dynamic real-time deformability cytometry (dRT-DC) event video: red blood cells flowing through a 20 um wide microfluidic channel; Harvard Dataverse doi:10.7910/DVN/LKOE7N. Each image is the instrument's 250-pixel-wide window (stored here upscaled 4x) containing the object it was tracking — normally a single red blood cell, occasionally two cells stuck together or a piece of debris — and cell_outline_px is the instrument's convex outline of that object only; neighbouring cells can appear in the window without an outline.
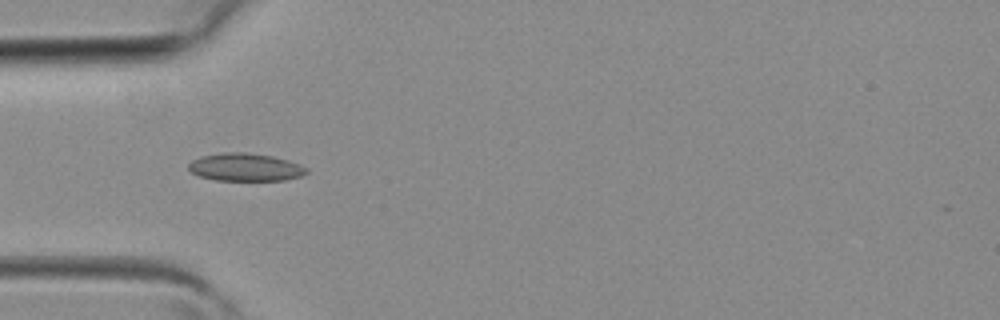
{"species": "common noctule bat (a hibernating species)", "species_latin": "Nyctalus noctula", "temperature_condition": "room temperature", "stored_images_in_passage": 3, "camera_frame_rate_fps": 3000, "um_per_image_px": 0.085, "animal": {"sex": "female", "body_mass_g": 19.3, "forearm_length_mm": 54.1}, "frame": {"image": 1, "passage_image": 3, "time_ms": 0.667, "image_size_px": [1000, 320], "cell_outline_px": [[308, 172], [300, 176], [284, 180], [216, 180], [200, 176], [192, 172], [188, 168], [188, 164], [192, 160], [200, 156], [224, 152], [248, 152], [272, 156], [288, 160], [300, 164], [308, 168]], "centroid_in_image_um": [20.85, 14.2], "position_along_channel_um": 64.1, "area_um2": 19.13}}